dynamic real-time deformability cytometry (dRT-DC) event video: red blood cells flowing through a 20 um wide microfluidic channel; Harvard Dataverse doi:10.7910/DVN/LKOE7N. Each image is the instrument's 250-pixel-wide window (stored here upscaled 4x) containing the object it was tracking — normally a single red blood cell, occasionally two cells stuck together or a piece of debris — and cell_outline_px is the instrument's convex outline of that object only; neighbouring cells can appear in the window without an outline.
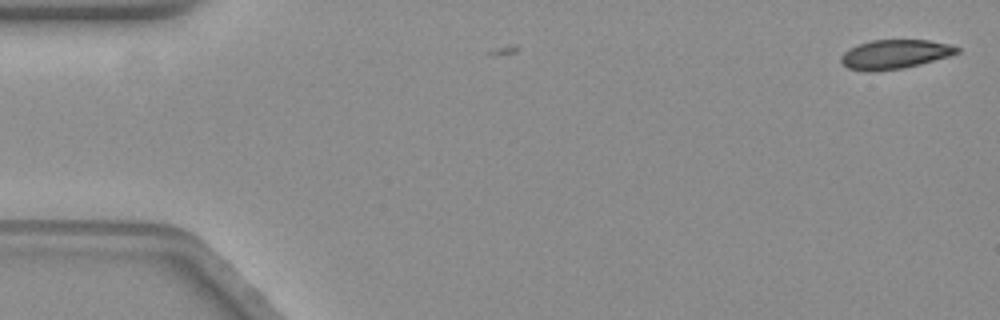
{"species": "common noctule bat (a hibernating species)", "species_latin": "Nyctalus noctula", "temperature_condition": "warm", "stored_images_in_passage": 5, "camera_frame_rate_fps": 3000, "um_per_image_px": 0.085, "animal": {"sex": "female", "body_mass_g": 19.3, "forearm_length_mm": 54.1}, "frame": {"image": 1, "passage_image": 1, "time_ms": 0.0, "image_size_px": [1000, 320], "cell_outline_px": [[960, 52], [948, 56], [920, 64], [904, 68], [868, 72], [848, 68], [840, 60], [840, 56], [844, 52], [860, 44], [872, 40], [928, 40], [948, 44], [960, 48]], "centroid_in_image_um": [76.06, 4.62], "position_along_channel_um": 8.9, "area_um2": 19.48}}